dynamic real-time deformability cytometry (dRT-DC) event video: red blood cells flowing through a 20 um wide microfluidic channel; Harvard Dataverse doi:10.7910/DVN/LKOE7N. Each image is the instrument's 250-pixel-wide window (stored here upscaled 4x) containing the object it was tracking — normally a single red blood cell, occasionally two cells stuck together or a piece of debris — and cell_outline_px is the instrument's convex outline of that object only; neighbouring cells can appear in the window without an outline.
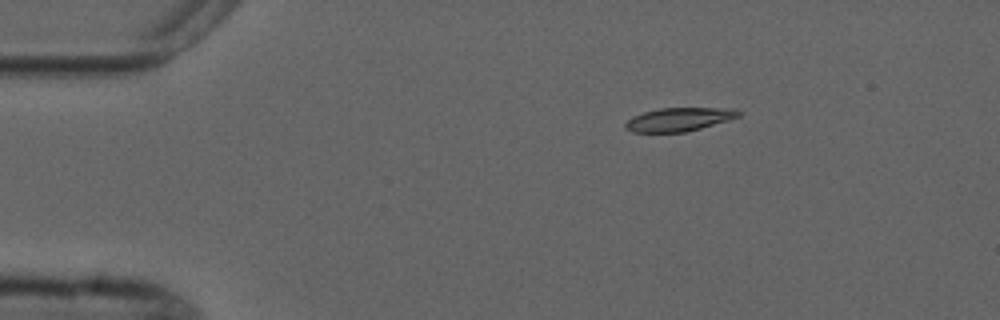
{"species": "common noctule bat (a hibernating species)", "species_latin": "Nyctalus noctula", "temperature_condition": "cold", "stored_images_in_passage": 5, "camera_frame_rate_fps": 3000, "um_per_image_px": 0.085, "animal": {"sex": "male", "forearm_length_mm": 52.5}, "frame": {"image": 1, "passage_image": 2, "time_ms": 2.0, "image_size_px": [1000, 320], "cell_outline_px": [[740, 116], [728, 120], [700, 128], [684, 132], [632, 132], [624, 128], [624, 124], [632, 116], [644, 112], [660, 108], [736, 108], [740, 112]], "centroid_in_image_um": [57.69, 10.14], "position_along_channel_um": 27.3, "area_um2": 15.43}}
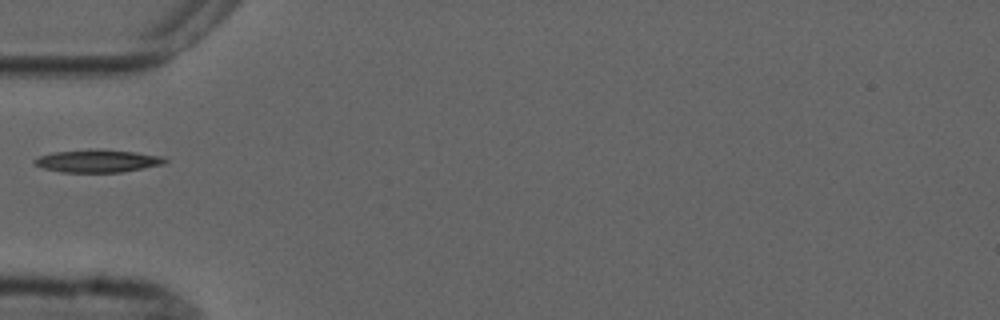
{"frame": {"image": 2, "passage_image": 4, "time_ms": 5.0, "image_size_px": [1000, 320], "cell_outline_px": [[168, 160], [164, 164], [120, 172], [60, 172], [44, 168], [36, 164], [32, 160], [40, 156], [52, 152], [96, 148], [136, 152], [160, 156]], "centroid_in_image_um": [8.28, 13.67], "position_along_channel_um": 76.7, "area_um2": 17.22}}
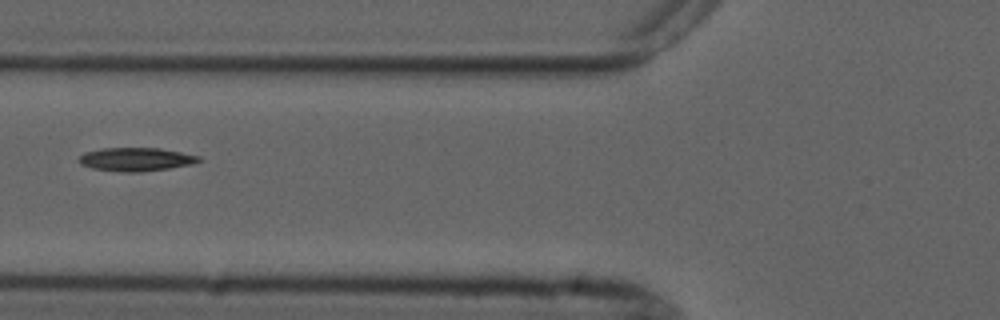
{"frame": {"image": 3, "passage_image": 5, "time_ms": 6.0, "image_size_px": [1000, 320], "cell_outline_px": [[200, 160], [192, 164], [168, 168], [140, 172], [124, 172], [92, 168], [80, 164], [80, 156], [84, 152], [100, 148], [160, 148], [200, 156]], "centroid_in_image_um": [11.54, 13.54], "position_along_channel_um": 114.3, "area_um2": 16.24}}